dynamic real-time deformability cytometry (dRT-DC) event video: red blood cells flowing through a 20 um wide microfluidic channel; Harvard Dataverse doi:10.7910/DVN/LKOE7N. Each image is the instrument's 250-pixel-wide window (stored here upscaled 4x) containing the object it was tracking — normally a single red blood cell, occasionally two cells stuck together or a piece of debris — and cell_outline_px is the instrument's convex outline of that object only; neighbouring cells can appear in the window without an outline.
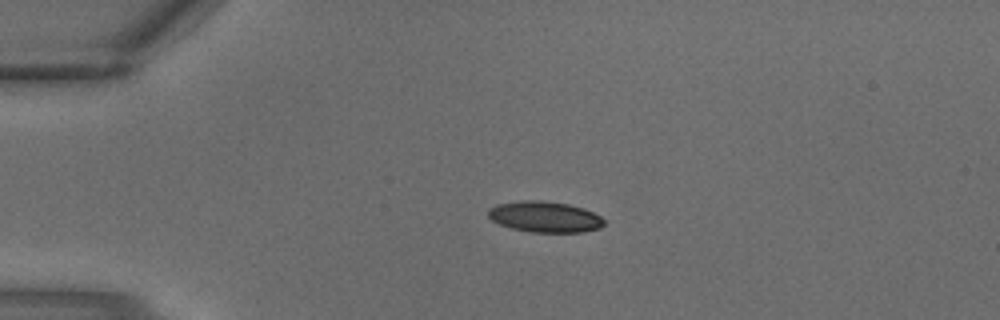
{"species": "common noctule bat (a hibernating species)", "species_latin": "Nyctalus noctula", "temperature_condition": "warm", "stored_images_in_passage": 1, "camera_frame_rate_fps": 3000, "um_per_image_px": 0.085, "animal": {"sex": "male", "body_mass_g": 18.8}, "frame": {"image": 1, "passage_image": 1, "time_ms": 0.0, "image_size_px": [1000, 320], "cell_outline_px": [[608, 220], [600, 228], [584, 232], [532, 232], [512, 228], [500, 224], [492, 220], [488, 216], [488, 208], [496, 204], [520, 200], [544, 200], [568, 204], [584, 208]], "centroid_in_image_um": [46.33, 18.42], "position_along_channel_um": 38.7, "area_um2": 21.1}}